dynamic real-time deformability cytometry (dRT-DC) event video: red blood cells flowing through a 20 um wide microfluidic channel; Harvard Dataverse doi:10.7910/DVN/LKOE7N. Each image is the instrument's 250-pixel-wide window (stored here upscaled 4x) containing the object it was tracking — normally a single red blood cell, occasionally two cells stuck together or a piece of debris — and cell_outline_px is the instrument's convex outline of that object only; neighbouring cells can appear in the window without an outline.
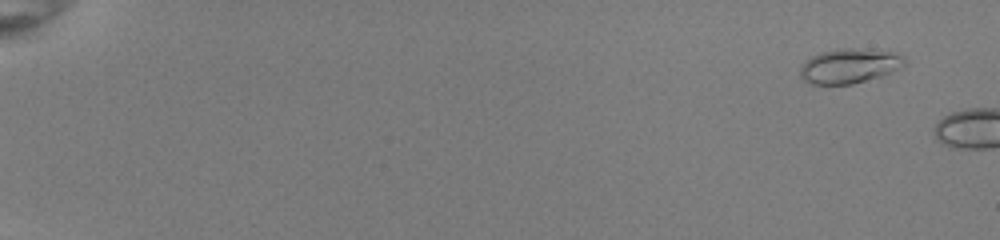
{"species": "common noctule bat (a hibernating species)", "species_latin": "Nyctalus noctula", "temperature_condition": "room temperature", "stored_images_in_passage": 4, "camera_frame_rate_fps": 3000, "um_per_image_px": 0.085, "animal": {"sex": "female", "body_mass_g": 22.0, "forearm_length_mm": 56.7}, "frame": {"image": 1, "passage_image": 1, "time_ms": 0.0, "image_size_px": [1000, 240], "cell_outline_px": [[904, 64], [900, 68], [880, 76], [852, 84], [812, 84], [804, 80], [800, 76], [800, 68], [804, 60], [820, 52], [836, 48], [852, 48], [892, 52], [904, 56]], "centroid_in_image_um": [72.15, 5.6], "position_along_channel_um": 12.9, "area_um2": 20.98}}